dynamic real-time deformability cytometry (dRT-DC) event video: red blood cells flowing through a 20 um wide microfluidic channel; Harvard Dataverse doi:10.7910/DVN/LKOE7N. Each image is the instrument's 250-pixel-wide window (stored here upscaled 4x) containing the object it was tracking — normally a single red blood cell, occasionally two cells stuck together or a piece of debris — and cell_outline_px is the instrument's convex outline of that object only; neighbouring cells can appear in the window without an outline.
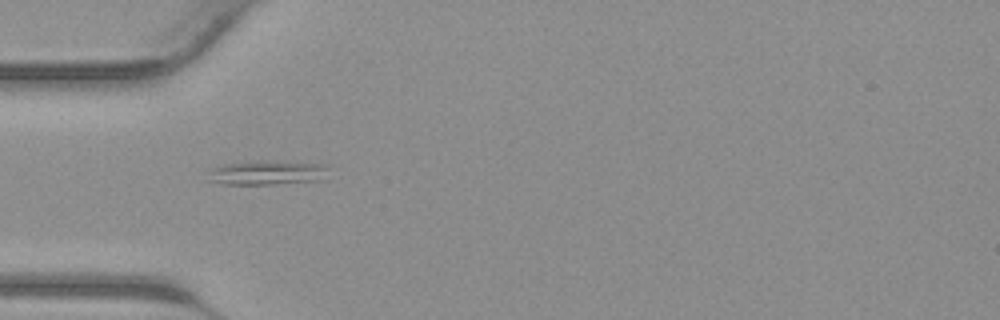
{"species": "common noctule bat (a hibernating species)", "species_latin": "Nyctalus noctula", "temperature_condition": "warm", "stored_images_in_passage": 30, "camera_frame_rate_fps": 3000, "um_per_image_px": 0.085, "animal": {"sex": "male", "body_mass_g": 23.1, "forearm_length_mm": 52.7}, "frame": {"image": 1, "passage_image": 1, "time_ms": 0.0, "image_size_px": [1000, 320], "cell_outline_px": [[328, 168], [324, 180], [276, 184], [220, 184], [208, 180], [208, 168], [224, 164], [256, 160], [284, 160], [328, 164]], "centroid_in_image_um": [22.72, 14.65], "position_along_channel_um": 62.3, "area_um2": 17.86}}
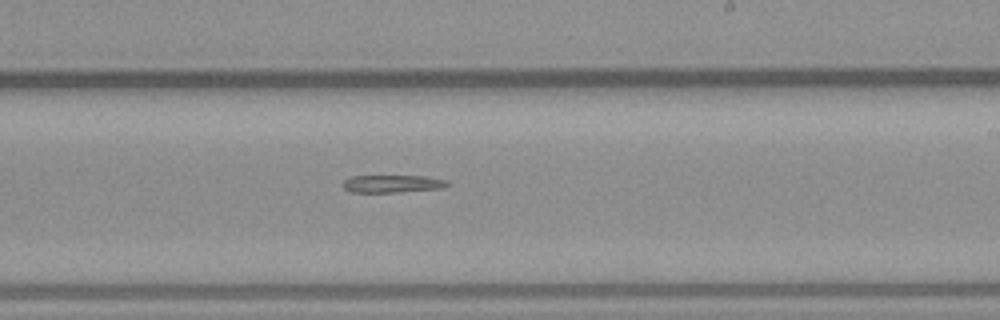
{"frame": {"image": 2, "passage_image": 13, "time_ms": 4.0, "image_size_px": [1000, 320], "cell_outline_px": [[448, 184], [444, 188], [400, 192], [352, 192], [344, 188], [344, 180], [348, 176], [428, 176], [448, 180]], "centroid_in_image_um": [33.39, 15.61], "position_along_channel_um": 255.6, "area_um2": 10.75}}
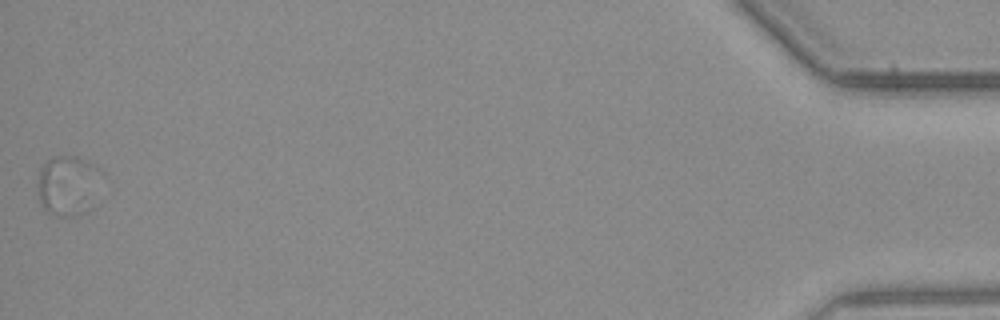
{"frame": {"image": 3, "passage_image": 30, "time_ms": 9.667, "image_size_px": [1000, 320], "cell_outline_px": [[104, 172], [56, 216], [48, 212], [40, 204], [40, 168], [52, 156], [76, 156], [92, 164]], "centroid_in_image_um": [5.51, 15.42], "position_along_channel_um": 429.7, "area_um2": 17.51}}